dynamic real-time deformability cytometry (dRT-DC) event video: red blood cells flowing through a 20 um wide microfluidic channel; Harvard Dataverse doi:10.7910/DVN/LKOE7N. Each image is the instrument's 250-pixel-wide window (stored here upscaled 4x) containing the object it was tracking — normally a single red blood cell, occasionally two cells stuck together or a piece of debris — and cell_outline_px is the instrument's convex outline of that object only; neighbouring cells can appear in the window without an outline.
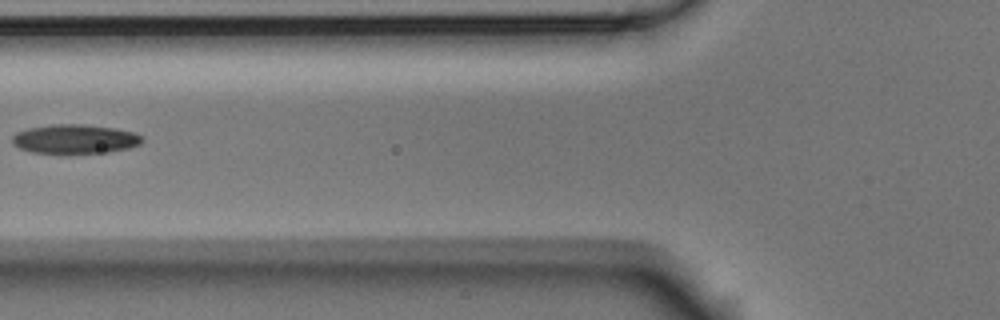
{"species": "Egyptian fruit bat (a non-hibernating species)", "species_latin": "Rousettus aegyptiacus", "temperature_condition": "room temperature", "stored_images_in_passage": 7, "camera_frame_rate_fps": 3000, "um_per_image_px": 0.085, "animal": {"sex": "male"}, "frame": {"image": 1, "passage_image": 6, "time_ms": 1.667, "image_size_px": [1000, 320], "cell_outline_px": [[144, 140], [140, 144], [128, 148], [108, 152], [64, 156], [60, 156], [32, 152], [20, 148], [12, 144], [12, 136], [16, 132], [28, 128], [52, 124], [84, 124], [112, 128], [132, 132], [140, 136]], "centroid_in_image_um": [6.3, 11.86], "position_along_channel_um": 119.5, "area_um2": 22.83}}
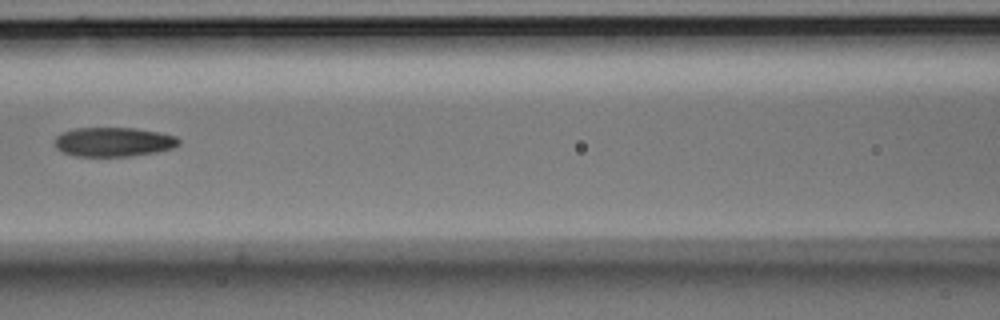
{"frame": {"image": 2, "passage_image": 7, "time_ms": 2.0, "image_size_px": [1000, 320], "cell_outline_px": [[180, 144], [172, 148], [156, 152], [132, 156], [76, 156], [64, 152], [56, 148], [56, 136], [64, 132], [76, 128], [136, 128], [176, 136], [180, 140]], "centroid_in_image_um": [9.67, 12.06], "position_along_channel_um": 156.9, "area_um2": 20.98}}